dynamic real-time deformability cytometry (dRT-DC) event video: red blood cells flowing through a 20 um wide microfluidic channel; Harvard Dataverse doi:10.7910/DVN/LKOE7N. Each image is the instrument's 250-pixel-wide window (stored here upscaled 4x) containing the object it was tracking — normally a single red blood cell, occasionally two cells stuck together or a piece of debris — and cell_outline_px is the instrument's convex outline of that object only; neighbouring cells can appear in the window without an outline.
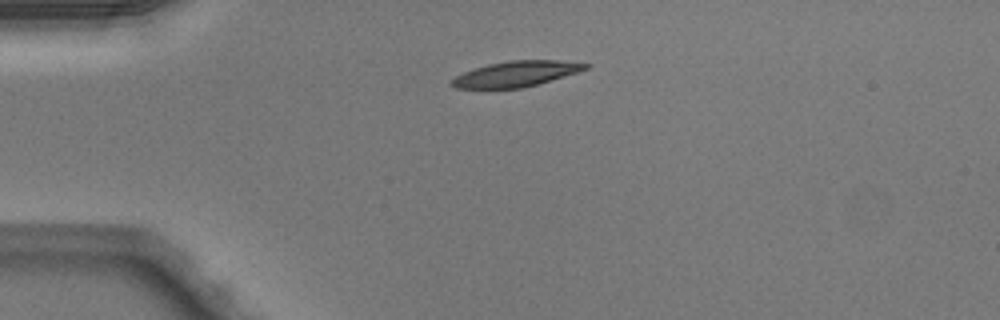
{"species": "Egyptian fruit bat (a non-hibernating species)", "species_latin": "Rousettus aegyptiacus", "temperature_condition": "warm", "stored_images_in_passage": 38, "camera_frame_rate_fps": 3000, "um_per_image_px": 0.085, "animal": {"sex": "male"}, "frame": {"image": 1, "passage_image": 1, "time_ms": 0.0, "image_size_px": [1000, 320], "cell_outline_px": [[592, 64], [588, 68], [576, 72], [524, 88], [456, 88], [448, 84], [456, 76], [464, 72], [488, 64], [508, 60], [556, 60]], "centroid_in_image_um": [43.84, 6.28], "position_along_channel_um": 41.2, "area_um2": 19.65}}
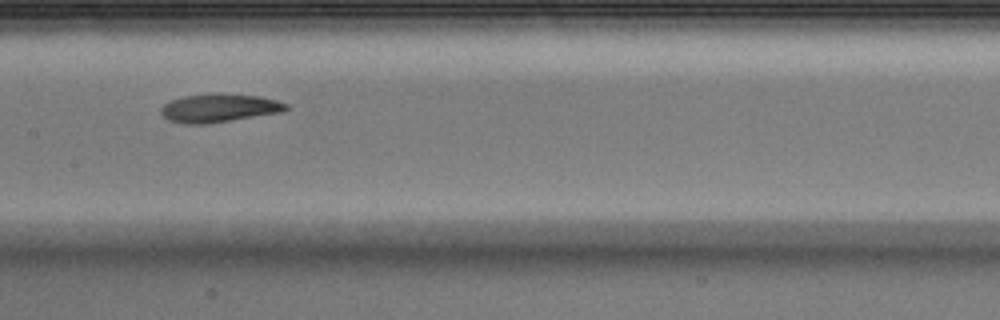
{"frame": {"image": 2, "passage_image": 14, "time_ms": 4.333, "image_size_px": [1000, 320], "cell_outline_px": [[288, 108], [284, 112], [204, 124], [184, 124], [168, 120], [160, 112], [160, 108], [164, 104], [172, 100], [184, 96], [260, 96], [276, 100], [288, 104]], "centroid_in_image_um": [18.63, 9.23], "position_along_channel_um": 188.8, "area_um2": 19.77}}
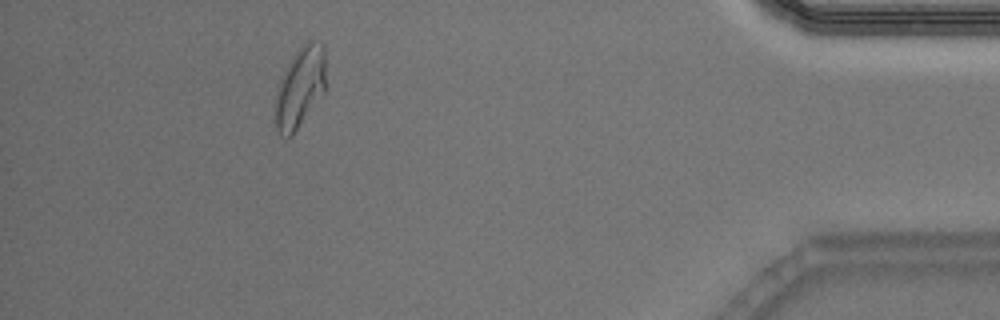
{"frame": {"image": 3, "passage_image": 34, "time_ms": 11.0, "image_size_px": [1000, 320], "cell_outline_px": [[324, 92], [292, 136], [288, 136], [280, 132], [276, 128], [276, 100], [280, 80], [292, 56], [308, 40], [312, 40], [324, 44]], "centroid_in_image_um": [25.52, 7.4], "position_along_channel_um": 409.7, "area_um2": 22.95}, "authors_computed_cell_mechanics": {"area_um2": 20.8658, "velocity_mm_per_s": 4.0858, "shape_relaxation_time_tau1_ms": 10.8703, "shape_relaxation_time_tau2_ms": 3.4736, "deformation_change_tau1": 0.3226, "deformation_change_tau2": 0.1201}}